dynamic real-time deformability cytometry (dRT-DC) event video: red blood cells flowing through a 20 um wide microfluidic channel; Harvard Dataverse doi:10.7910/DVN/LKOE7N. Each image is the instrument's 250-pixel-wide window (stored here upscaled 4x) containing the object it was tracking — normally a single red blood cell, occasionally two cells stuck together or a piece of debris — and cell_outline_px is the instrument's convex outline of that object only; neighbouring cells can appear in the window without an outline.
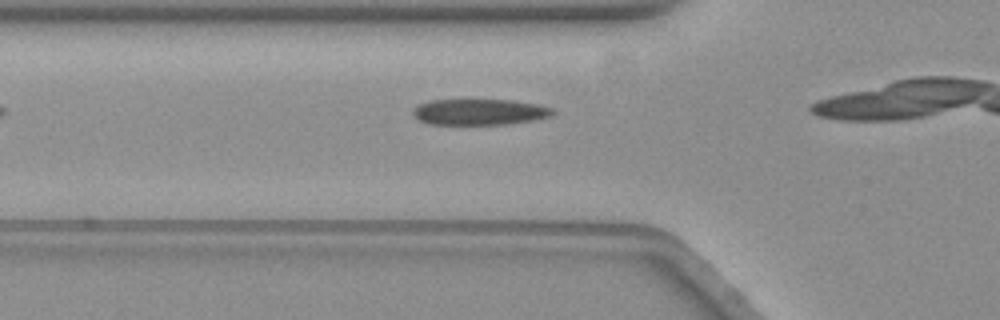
{"species": "common noctule bat (a hibernating species)", "species_latin": "Nyctalus noctula", "temperature_condition": "warm", "stored_images_in_passage": 7, "camera_frame_rate_fps": 3000, "um_per_image_px": 0.085, "animal": {"sex": "female", "body_mass_g": 19.3, "forearm_length_mm": 54.1}, "frame": {"image": 1, "passage_image": 2, "time_ms": 0.333, "image_size_px": [1000, 320], "cell_outline_px": [[556, 112], [552, 116], [532, 120], [508, 124], [428, 124], [420, 120], [412, 112], [412, 108], [428, 100], [512, 100], [536, 104], [552, 108]], "centroid_in_image_um": [40.76, 9.51], "position_along_channel_um": 85.0, "area_um2": 21.1}}